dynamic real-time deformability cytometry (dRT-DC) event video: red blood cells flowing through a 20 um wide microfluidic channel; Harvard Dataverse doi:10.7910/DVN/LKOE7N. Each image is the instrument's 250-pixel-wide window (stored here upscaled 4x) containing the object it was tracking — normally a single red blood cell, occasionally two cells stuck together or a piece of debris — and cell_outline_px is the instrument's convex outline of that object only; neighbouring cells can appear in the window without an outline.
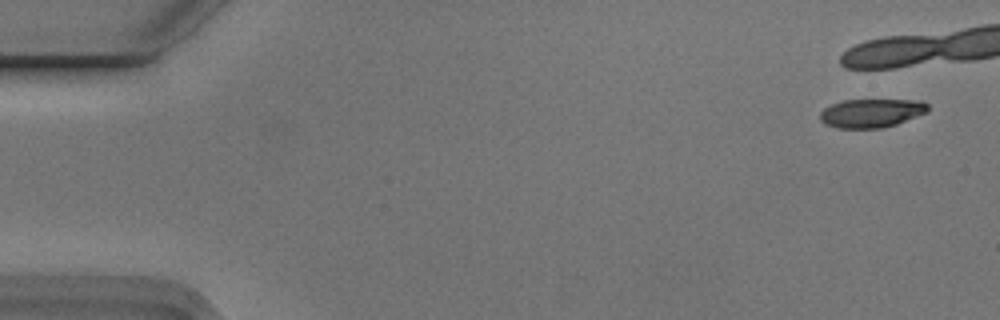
{"species": "Egyptian fruit bat (a non-hibernating species)", "species_latin": "Rousettus aegyptiacus", "temperature_condition": "cold", "stored_images_in_passage": 7, "camera_frame_rate_fps": 3000, "um_per_image_px": 0.085, "animal": {"sex": "male"}, "frame": {"image": 1, "passage_image": 1, "time_ms": 0.0, "image_size_px": [1000, 320], "cell_outline_px": [[928, 112], [896, 124], [880, 128], [836, 128], [824, 124], [820, 120], [820, 112], [824, 108], [832, 104], [844, 100], [924, 100], [928, 104]], "centroid_in_image_um": [74.07, 9.61], "position_along_channel_um": 10.9, "area_um2": 18.09}}
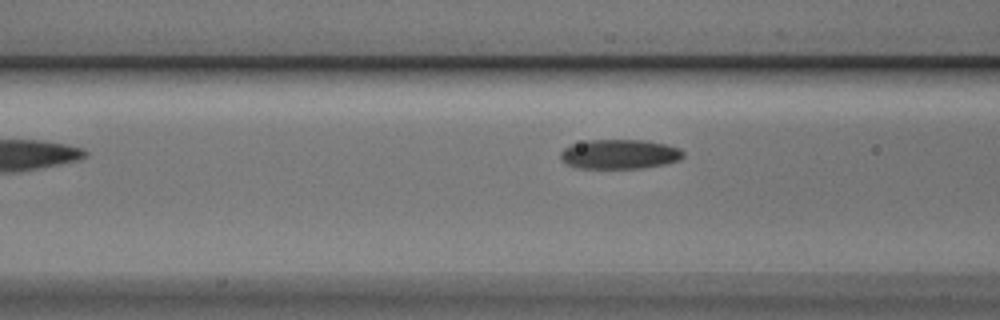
{"frame": {"image": 2, "passage_image": 7, "time_ms": 2.0, "image_size_px": [1000, 320], "cell_outline_px": [[684, 156], [680, 160], [664, 164], [640, 168], [576, 168], [560, 160], [560, 152], [564, 148], [572, 144], [588, 140], [644, 140], [668, 144], [680, 148], [684, 152]], "centroid_in_image_um": [52.67, 13.1], "position_along_channel_um": 113.9, "area_um2": 21.27}}